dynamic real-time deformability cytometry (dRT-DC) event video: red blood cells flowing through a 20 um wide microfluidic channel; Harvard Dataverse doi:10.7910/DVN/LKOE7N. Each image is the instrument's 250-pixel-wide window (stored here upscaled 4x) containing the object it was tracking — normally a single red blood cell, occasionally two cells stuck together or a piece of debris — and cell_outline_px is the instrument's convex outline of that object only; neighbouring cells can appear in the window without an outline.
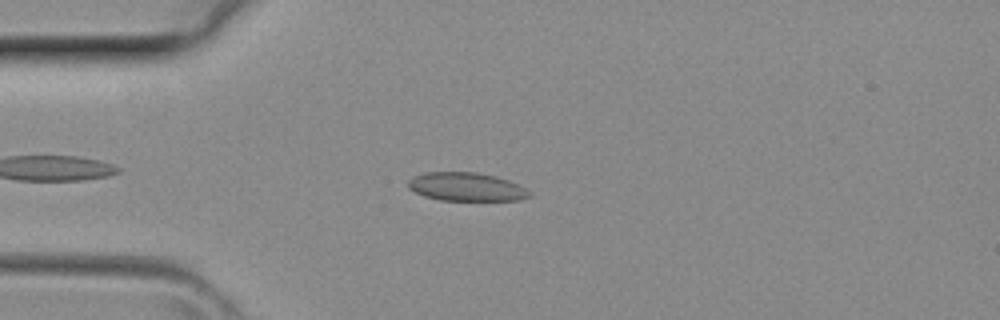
{"species": "common noctule bat (a hibernating species)", "species_latin": "Nyctalus noctula", "temperature_condition": "room temperature", "stored_images_in_passage": 2, "camera_frame_rate_fps": 3000, "um_per_image_px": 0.085, "animal": {"sex": "female", "body_mass_g": 29.2, "forearm_length_mm": 56.3}, "frame": {"image": 1, "passage_image": 2, "time_ms": 0.333, "image_size_px": [1000, 320], "cell_outline_px": [[532, 196], [520, 200], [440, 200], [424, 196], [408, 188], [408, 180], [412, 176], [424, 172], [476, 172], [496, 176], [508, 180], [532, 192]], "centroid_in_image_um": [39.62, 15.87], "position_along_channel_um": 45.4, "area_um2": 20.17}}